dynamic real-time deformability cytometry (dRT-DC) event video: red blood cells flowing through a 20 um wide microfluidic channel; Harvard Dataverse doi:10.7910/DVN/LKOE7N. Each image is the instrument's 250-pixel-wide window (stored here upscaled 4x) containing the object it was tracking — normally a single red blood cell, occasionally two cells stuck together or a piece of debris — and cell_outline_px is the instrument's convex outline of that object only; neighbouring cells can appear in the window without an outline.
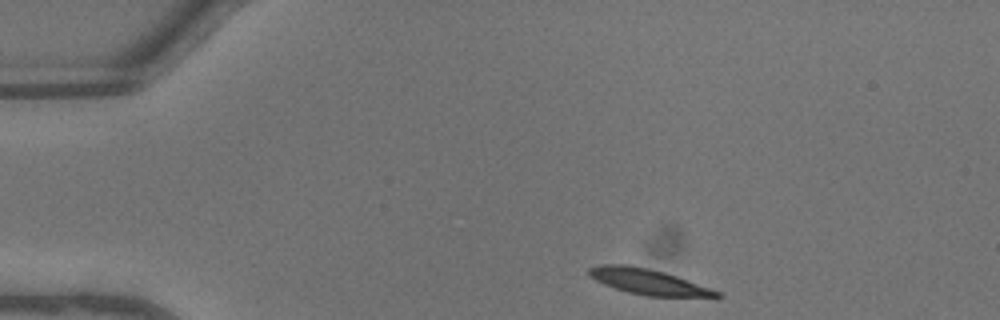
{"species": "common noctule bat (a hibernating species)", "species_latin": "Nyctalus noctula", "temperature_condition": "warm", "stored_images_in_passage": 31, "camera_frame_rate_fps": 3000, "um_per_image_px": 0.085, "animal": {"sex": "male", "body_mass_g": 13.3}, "frame": {"image": 1, "passage_image": 1, "time_ms": 0.0, "image_size_px": [1000, 320], "cell_outline_px": [[724, 296], [720, 300], [716, 300], [648, 296], [628, 292], [604, 284], [588, 276], [588, 268], [600, 264], [628, 264], [648, 268], [664, 272], [676, 276], [720, 292]], "centroid_in_image_um": [55.26, 24.0], "position_along_channel_um": 29.7, "area_um2": 19.83}}
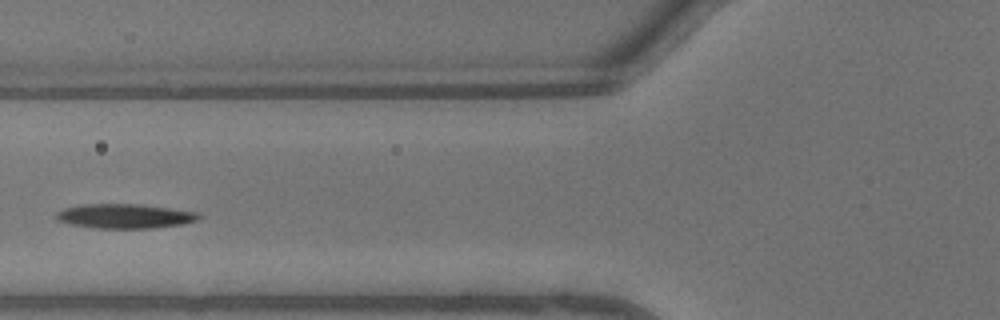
{"frame": {"image": 2, "passage_image": 11, "time_ms": 3.333, "image_size_px": [1000, 320], "cell_outline_px": [[200, 220], [184, 224], [156, 228], [96, 228], [72, 224], [56, 220], [56, 212], [64, 208], [84, 204], [140, 204], [196, 212], [200, 216]], "centroid_in_image_um": [10.62, 18.37], "position_along_channel_um": 115.2, "area_um2": 20.29}}
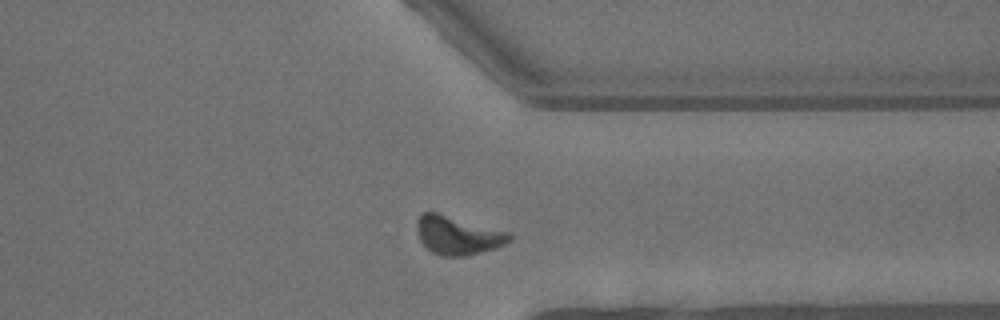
{"frame": {"image": 3, "passage_image": 28, "time_ms": 9.0, "image_size_px": [1000, 320], "cell_outline_px": [[512, 236], [504, 244], [496, 248], [468, 256], [440, 256], [432, 252], [420, 240], [416, 228], [416, 220], [420, 212], [436, 212], [508, 232]], "centroid_in_image_um": [38.86, 20.0], "position_along_channel_um": 372.5, "area_um2": 20.63}, "authors_computed_cell_mechanics": {"area_um2": 20.23, "velocity_mm_per_s": 4.5787, "shape_relaxation_time_tau1_ms": 2.5563, "shape_relaxation_time_tau2_ms": 4.3054, "deformation_change_tau1": 0.1234, "deformation_change_tau2": 0.1242}}